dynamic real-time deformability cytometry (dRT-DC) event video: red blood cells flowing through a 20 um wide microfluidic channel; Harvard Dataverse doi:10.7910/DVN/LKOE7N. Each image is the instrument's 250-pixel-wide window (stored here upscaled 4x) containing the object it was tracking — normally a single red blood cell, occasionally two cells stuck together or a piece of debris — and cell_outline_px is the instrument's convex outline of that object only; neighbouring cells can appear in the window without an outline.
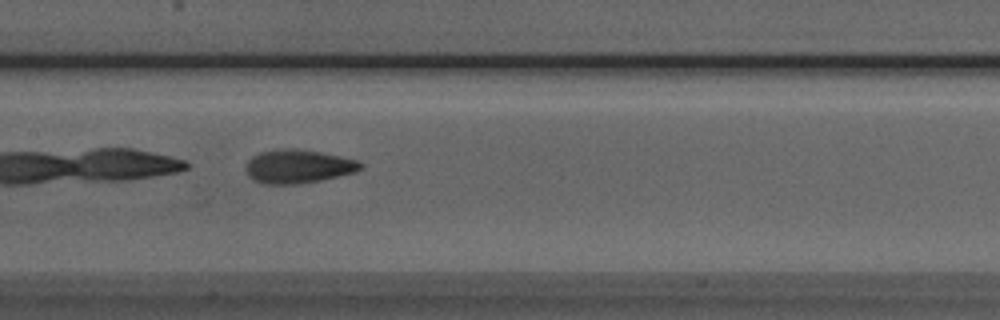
{"species": "Egyptian fruit bat (a non-hibernating species)", "species_latin": "Rousettus aegyptiacus", "temperature_condition": "room temperature", "stored_images_in_passage": 6, "camera_frame_rate_fps": 3000, "um_per_image_px": 0.085, "animal": {"sex": "male"}, "frame": {"image": 1, "passage_image": 5, "time_ms": 5.333, "image_size_px": [1000, 320], "cell_outline_px": [[364, 168], [356, 172], [320, 180], [300, 184], [260, 184], [252, 180], [248, 176], [244, 168], [248, 160], [252, 156], [260, 152], [280, 148], [296, 148], [320, 152], [340, 156], [356, 160], [364, 164]], "centroid_in_image_um": [25.31, 14.15], "position_along_channel_um": 182.1, "area_um2": 22.83}}
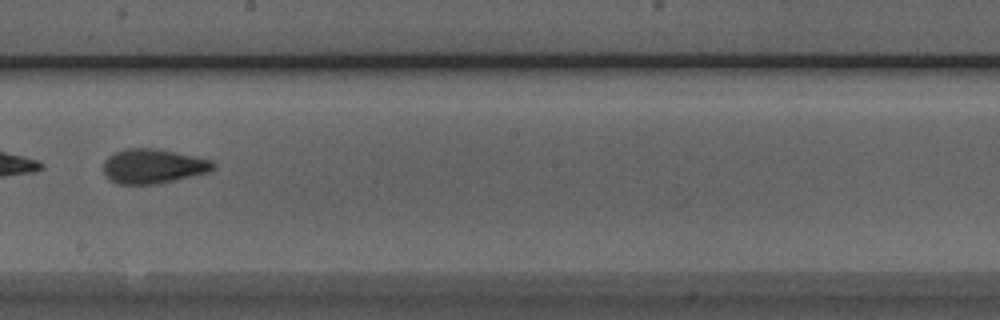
{"frame": {"image": 2, "passage_image": 6, "time_ms": 6.667, "image_size_px": [1000, 320], "cell_outline_px": [[216, 168], [208, 172], [160, 184], [116, 184], [108, 180], [104, 172], [104, 160], [108, 156], [124, 148], [156, 148], [212, 160], [216, 164]], "centroid_in_image_um": [13.01, 14.13], "position_along_channel_um": 235.2, "area_um2": 22.31}}